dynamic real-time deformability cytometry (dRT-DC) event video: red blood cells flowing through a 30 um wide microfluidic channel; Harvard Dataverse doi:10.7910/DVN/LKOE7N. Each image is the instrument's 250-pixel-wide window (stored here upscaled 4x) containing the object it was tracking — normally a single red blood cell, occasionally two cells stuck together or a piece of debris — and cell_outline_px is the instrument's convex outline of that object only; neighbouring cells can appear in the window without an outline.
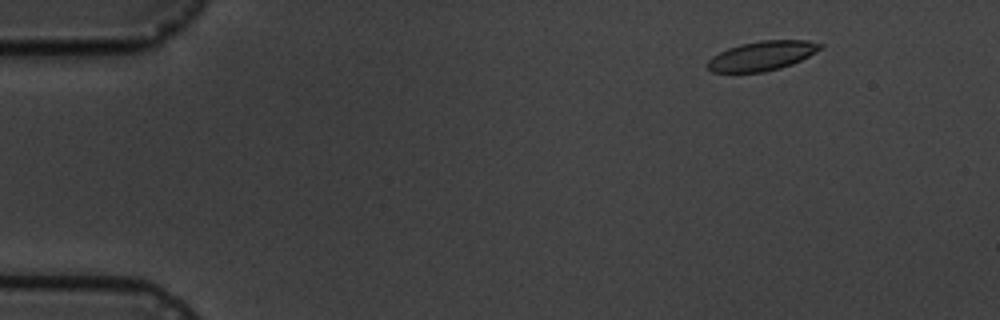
{"species": "common noctule bat (a hibernating species)", "species_latin": "Nyctalus noctula", "temperature_condition": "cold", "stored_images_in_passage": 5, "camera_frame_rate_fps": 3000, "um_per_image_px": 0.085, "animal": {"sex": "male", "body_mass_g": 19.5, "forearm_length_mm": 54.6}, "frame": {"image": 1, "passage_image": 2, "time_ms": 1.333, "image_size_px": [1000, 320], "cell_outline_px": [[824, 48], [792, 64], [780, 68], [764, 72], [712, 72], [708, 68], [708, 60], [712, 56], [728, 48], [740, 44], [760, 40], [808, 40], [824, 44]], "centroid_in_image_um": [64.8, 4.73], "position_along_channel_um": 20.2, "area_um2": 19.36}}
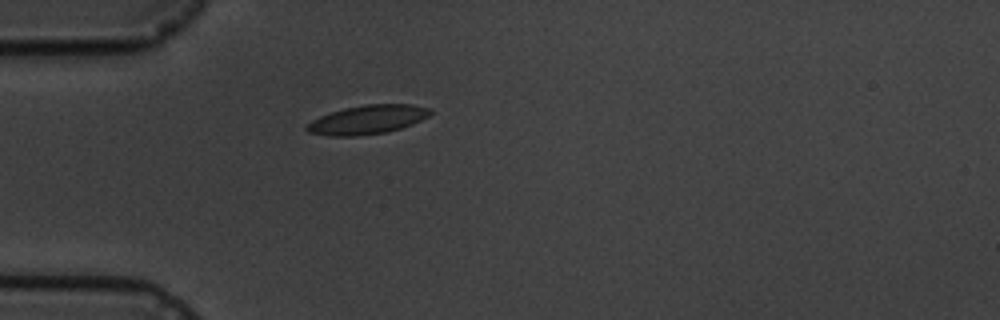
{"frame": {"image": 2, "passage_image": 5, "time_ms": 4.667, "image_size_px": [1000, 320], "cell_outline_px": [[432, 112], [428, 116], [412, 124], [400, 128], [384, 132], [356, 136], [328, 136], [308, 132], [304, 128], [312, 120], [320, 116], [344, 108], [364, 104], [412, 104], [432, 108]], "centroid_in_image_um": [31.24, 10.16], "position_along_channel_um": 53.8, "area_um2": 20.75}}